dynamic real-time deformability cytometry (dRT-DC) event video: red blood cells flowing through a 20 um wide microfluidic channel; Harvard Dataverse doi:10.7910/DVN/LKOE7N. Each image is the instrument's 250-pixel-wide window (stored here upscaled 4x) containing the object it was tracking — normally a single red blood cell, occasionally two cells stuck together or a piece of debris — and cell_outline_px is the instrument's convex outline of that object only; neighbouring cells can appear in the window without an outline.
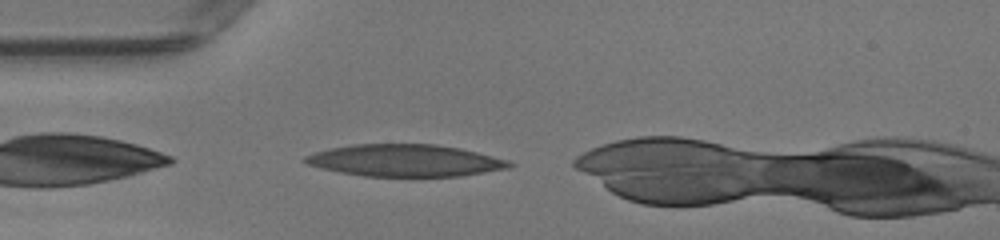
{"species": "human", "species_latin": "Homo sapiens", "temperature_condition": "warm", "stored_images_in_passage": 32, "camera_frame_rate_fps": 3000, "um_per_image_px": 0.085, "donor": {"sex": "female"}, "frame": {"image": 1, "passage_image": 2, "time_ms": 0.333, "image_size_px": [1000, 240], "cell_outline_px": [[516, 164], [508, 168], [460, 176], [364, 176], [340, 172], [304, 164], [300, 160], [304, 156], [328, 148], [352, 144], [436, 144], [460, 148], [508, 160]], "centroid_in_image_um": [34.38, 13.63], "position_along_channel_um": 50.6, "area_um2": 38.15}}
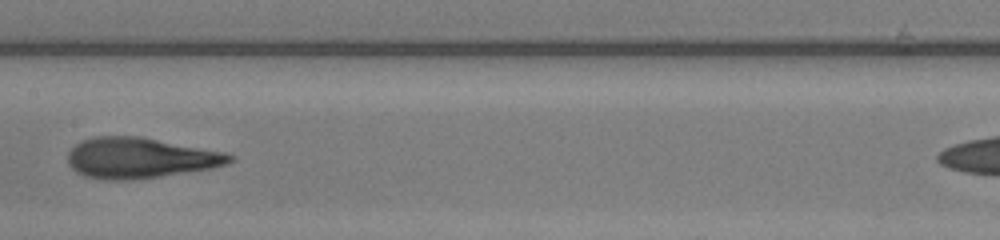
{"frame": {"image": 2, "passage_image": 13, "time_ms": 4.0, "image_size_px": [1000, 240], "cell_outline_px": [[236, 160], [228, 164], [212, 168], [156, 176], [124, 180], [104, 180], [84, 176], [76, 172], [68, 164], [68, 152], [76, 144], [84, 140], [96, 136], [140, 136], [224, 152], [236, 156]], "centroid_in_image_um": [11.91, 13.42], "position_along_channel_um": 195.5, "area_um2": 38.09}}
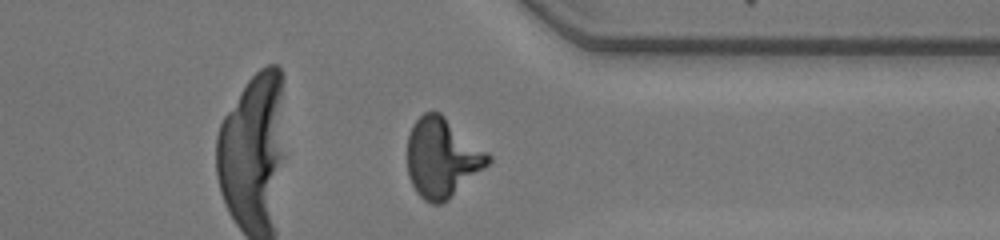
{"frame": {"image": 3, "passage_image": 26, "time_ms": 8.333, "image_size_px": [1000, 240], "cell_outline_px": [[492, 160], [484, 168], [448, 200], [440, 204], [432, 204], [424, 200], [416, 192], [408, 176], [408, 136], [412, 124], [424, 112], [440, 112], [488, 152], [492, 156]], "centroid_in_image_um": [37.57, 13.41], "position_along_channel_um": 373.8, "area_um2": 37.28}, "authors_computed_cell_mechanics": {"area_um2": 37.281, "velocity_mm_per_s": 4.2134, "shape_relaxation_time_tau1_ms": 8.8611, "shape_relaxation_time_tau2_ms": 1.1137, "deformation_change_tau1": 0.368, "deformation_change_tau2": 0.0957}}